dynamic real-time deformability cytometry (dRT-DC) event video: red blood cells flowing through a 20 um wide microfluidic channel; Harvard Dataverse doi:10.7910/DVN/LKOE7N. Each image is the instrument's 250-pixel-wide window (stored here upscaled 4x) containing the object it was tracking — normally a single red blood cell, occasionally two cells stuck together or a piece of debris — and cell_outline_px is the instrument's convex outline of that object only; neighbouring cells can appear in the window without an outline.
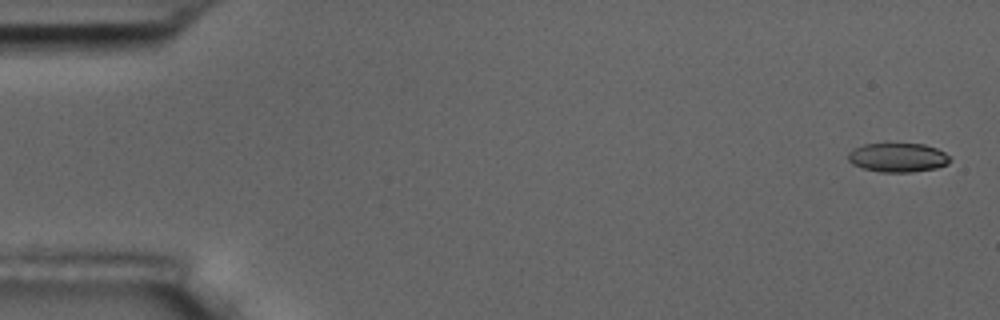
{"species": "common noctule bat (a hibernating species)", "species_latin": "Nyctalus noctula", "temperature_condition": "room temperature", "stored_images_in_passage": 5, "camera_frame_rate_fps": 3000, "um_per_image_px": 0.085, "animal": {"sex": "male", "body_mass_g": 17.5, "forearm_length_mm": 52.3}, "frame": {"image": 1, "passage_image": 1, "time_ms": 0.0, "image_size_px": [1000, 320], "cell_outline_px": [[952, 160], [948, 164], [936, 168], [912, 172], [880, 172], [864, 168], [852, 164], [848, 160], [848, 152], [852, 148], [864, 144], [924, 144], [936, 148], [944, 152]], "centroid_in_image_um": [76.31, 13.39], "position_along_channel_um": 8.7, "area_um2": 17.28}}